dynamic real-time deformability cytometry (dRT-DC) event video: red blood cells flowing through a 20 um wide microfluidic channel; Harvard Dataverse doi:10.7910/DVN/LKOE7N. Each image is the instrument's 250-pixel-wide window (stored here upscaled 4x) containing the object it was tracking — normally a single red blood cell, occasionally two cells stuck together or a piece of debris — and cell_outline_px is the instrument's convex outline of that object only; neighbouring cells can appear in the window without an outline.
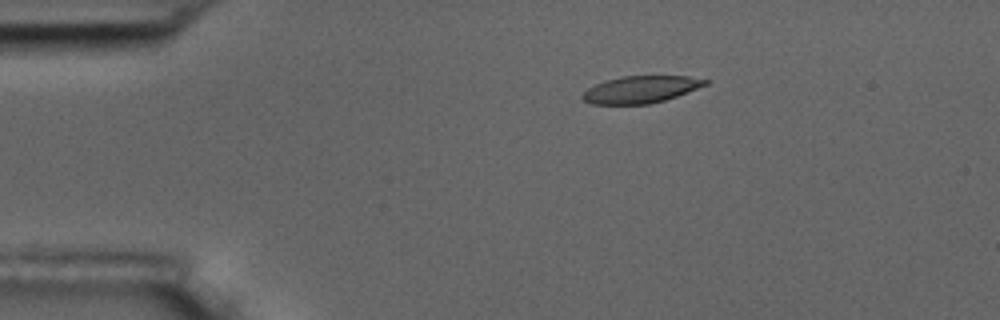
{"species": "common noctule bat (a hibernating species)", "species_latin": "Nyctalus noctula", "temperature_condition": "room temperature", "stored_images_in_passage": 5, "camera_frame_rate_fps": 3000, "um_per_image_px": 0.085, "animal": {"sex": "male", "body_mass_g": 17.5, "forearm_length_mm": 52.3}, "frame": {"image": 1, "passage_image": 3, "time_ms": 2.333, "image_size_px": [1000, 320], "cell_outline_px": [[708, 84], [676, 96], [664, 100], [648, 104], [592, 104], [584, 100], [580, 96], [588, 88], [604, 80], [624, 76], [688, 76], [708, 80]], "centroid_in_image_um": [54.44, 7.6], "position_along_channel_um": 30.6, "area_um2": 19.19}}
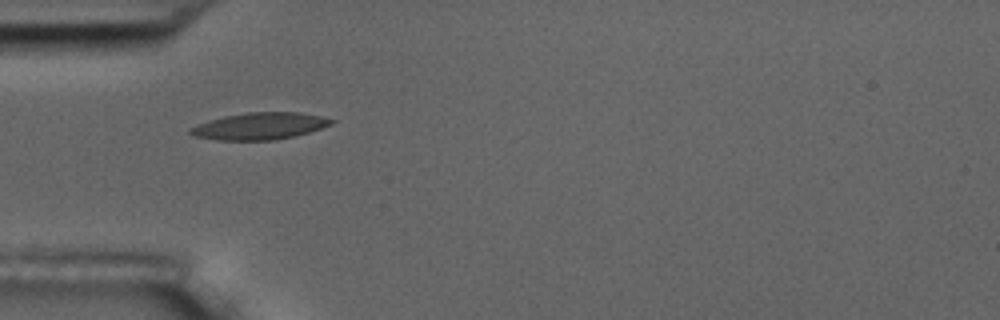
{"frame": {"image": 2, "passage_image": 5, "time_ms": 4.667, "image_size_px": [1000, 320], "cell_outline_px": [[336, 120], [332, 124], [296, 136], [276, 140], [216, 140], [192, 136], [188, 132], [188, 128], [196, 124], [208, 120], [224, 116], [248, 112], [300, 112], [320, 116]], "centroid_in_image_um": [22.02, 10.72], "position_along_channel_um": 63.0, "area_um2": 22.31}}